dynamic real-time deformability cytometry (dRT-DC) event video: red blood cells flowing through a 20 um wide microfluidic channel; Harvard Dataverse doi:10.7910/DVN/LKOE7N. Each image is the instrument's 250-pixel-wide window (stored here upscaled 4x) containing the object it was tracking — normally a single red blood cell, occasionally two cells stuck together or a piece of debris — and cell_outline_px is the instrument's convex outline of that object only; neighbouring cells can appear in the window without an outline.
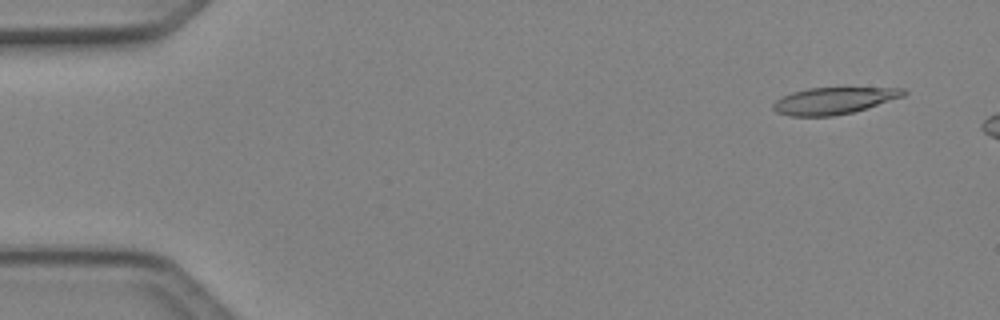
{"species": "Egyptian fruit bat (a non-hibernating species)", "species_latin": "Rousettus aegyptiacus", "temperature_condition": "cold", "stored_images_in_passage": 4, "camera_frame_rate_fps": 3000, "um_per_image_px": 0.085, "animal": {"sex": "female"}, "frame": {"image": 1, "passage_image": 2, "time_ms": 0.333, "image_size_px": [1000, 320], "cell_outline_px": [[908, 92], [904, 96], [868, 108], [852, 112], [832, 116], [788, 116], [776, 112], [772, 108], [772, 104], [776, 100], [792, 92], [808, 88], [904, 88]], "centroid_in_image_um": [70.87, 8.56], "position_along_channel_um": 14.1, "area_um2": 20.29}}